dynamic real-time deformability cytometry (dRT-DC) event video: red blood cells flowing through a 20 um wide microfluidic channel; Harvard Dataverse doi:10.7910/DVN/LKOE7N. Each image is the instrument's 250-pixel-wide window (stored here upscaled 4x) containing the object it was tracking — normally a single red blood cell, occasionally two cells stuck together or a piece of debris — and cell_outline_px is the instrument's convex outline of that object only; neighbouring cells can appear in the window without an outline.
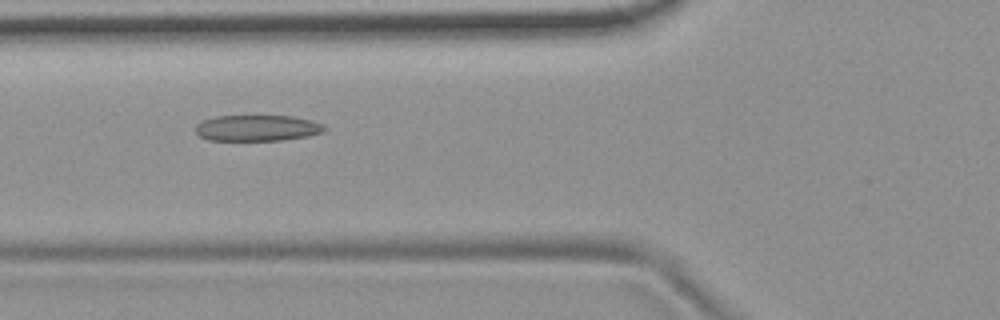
{"species": "common noctule bat (a hibernating species)", "species_latin": "Nyctalus noctula", "temperature_condition": "room temperature", "stored_images_in_passage": 49, "camera_frame_rate_fps": 3000, "um_per_image_px": 0.085, "animal": {"sex": "female", "body_mass_g": 19.9}, "frame": {"image": 1, "passage_image": 15, "time_ms": 4.667, "image_size_px": [1000, 320], "cell_outline_px": [[328, 128], [324, 132], [308, 136], [280, 140], [208, 140], [200, 136], [196, 132], [196, 124], [204, 120], [216, 116], [292, 116], [312, 120], [324, 124]], "centroid_in_image_um": [21.91, 10.88], "position_along_channel_um": 103.9, "area_um2": 19.59}}
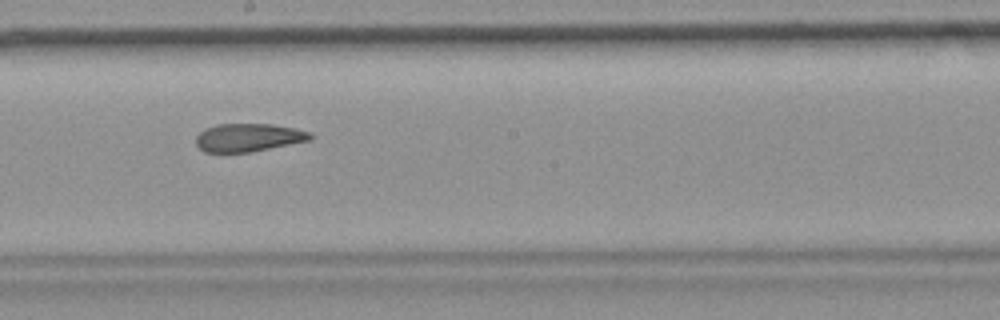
{"frame": {"image": 2, "passage_image": 25, "time_ms": 8.0, "image_size_px": [1000, 320], "cell_outline_px": [[312, 140], [252, 152], [204, 152], [196, 144], [196, 136], [204, 128], [216, 124], [272, 124], [296, 128], [308, 132], [312, 136]], "centroid_in_image_um": [21.11, 11.69], "position_along_channel_um": 227.1, "area_um2": 18.84}}
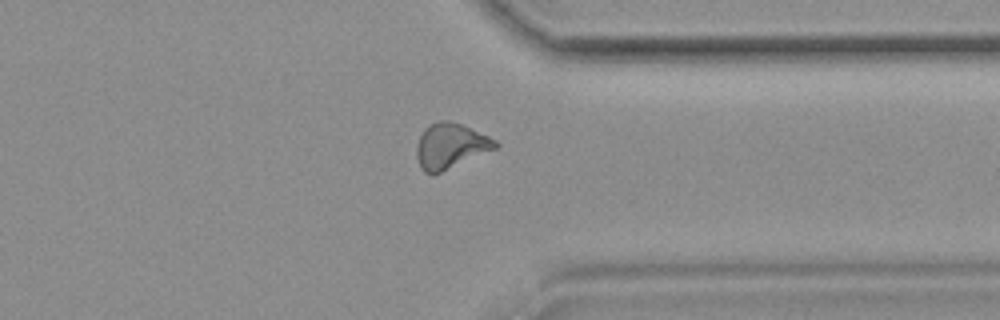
{"frame": {"image": 3, "passage_image": 37, "time_ms": 12.0, "image_size_px": [1000, 320], "cell_outline_px": [[500, 144], [496, 148], [432, 176], [424, 172], [420, 168], [416, 156], [416, 144], [424, 128], [428, 124], [440, 120], [448, 120], [460, 124], [488, 136], [496, 140]], "centroid_in_image_um": [38.24, 12.41], "position_along_channel_um": 373.2, "area_um2": 20.81}, "authors_computed_cell_mechanics": {"area_um2": 20.0566, "velocity_mm_per_s": 3.698, "shape_relaxation_time_tau1_ms": null, "shape_relaxation_time_tau2_ms": 4.1999, "deformation_change_tau1": null, "deformation_change_tau2": 0.1188}}